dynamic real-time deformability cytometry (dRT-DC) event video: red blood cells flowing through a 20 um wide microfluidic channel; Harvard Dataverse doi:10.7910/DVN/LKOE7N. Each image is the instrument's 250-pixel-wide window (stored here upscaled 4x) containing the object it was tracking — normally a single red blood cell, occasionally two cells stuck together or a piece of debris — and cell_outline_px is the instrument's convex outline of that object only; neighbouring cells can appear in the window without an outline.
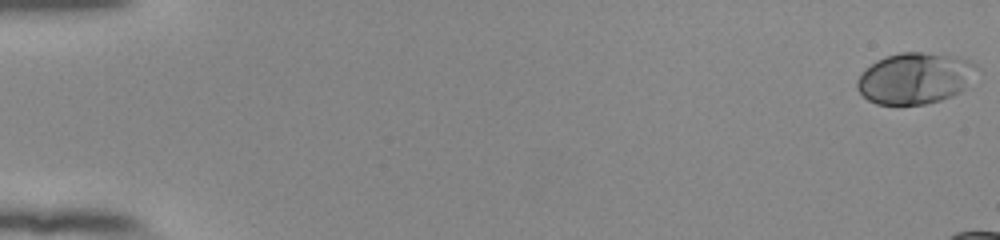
{"species": "human", "species_latin": "Homo sapiens", "temperature_condition": "room temperature", "stored_images_in_passage": 15, "camera_frame_rate_fps": 3000, "um_per_image_px": 0.085, "donor": {"sex": "female"}, "frame": {"image": 1, "passage_image": 1, "time_ms": 0.0, "image_size_px": [1000, 240], "cell_outline_px": [[984, 72], [960, 92], [952, 96], [940, 100], [924, 104], [876, 104], [868, 100], [856, 88], [856, 80], [876, 60], [900, 52], [924, 52], [956, 56], [968, 60], [976, 64]], "centroid_in_image_um": [77.88, 6.64], "position_along_channel_um": 7.1, "area_um2": 36.18}}